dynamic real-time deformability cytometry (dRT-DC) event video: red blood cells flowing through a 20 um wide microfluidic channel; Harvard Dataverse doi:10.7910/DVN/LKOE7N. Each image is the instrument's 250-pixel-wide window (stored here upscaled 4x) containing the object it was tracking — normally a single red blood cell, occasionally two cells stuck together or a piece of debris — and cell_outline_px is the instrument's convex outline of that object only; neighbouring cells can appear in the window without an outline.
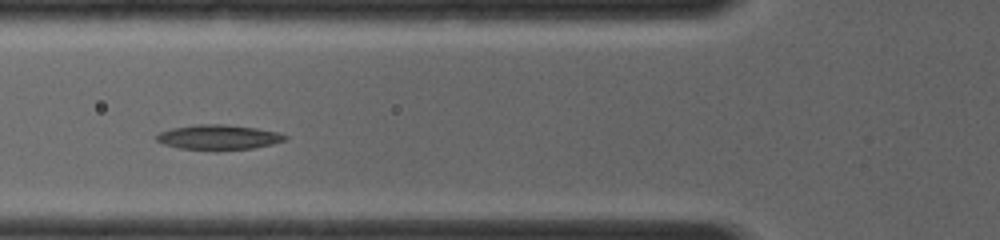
{"species": "common noctule bat (a hibernating species)", "species_latin": "Nyctalus noctula", "temperature_condition": "room temperature", "stored_images_in_passage": 60, "camera_frame_rate_fps": 4000, "um_per_image_px": 0.085, "animal": {"sex": "female", "body_mass_g": 19.0, "forearm_length_mm": 56.7}, "frame": {"image": 1, "passage_image": 14, "time_ms": 2.75, "image_size_px": [1000, 240], "cell_outline_px": [[288, 136], [284, 140], [252, 148], [184, 148], [164, 144], [156, 140], [156, 136], [160, 132], [172, 128], [196, 124], [220, 124], [256, 128], [276, 132]], "centroid_in_image_um": [18.53, 11.62], "position_along_channel_um": 107.3, "area_um2": 17.63}}
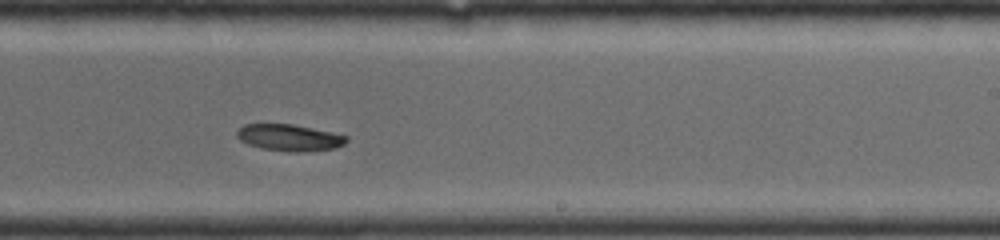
{"frame": {"image": 2, "passage_image": 35, "time_ms": 6.25, "image_size_px": [1000, 240], "cell_outline_px": [[348, 140], [344, 144], [332, 148], [264, 148], [248, 144], [240, 140], [236, 136], [236, 132], [244, 124], [292, 124], [348, 136]], "centroid_in_image_um": [24.52, 11.62], "position_along_channel_um": 264.5, "area_um2": 15.55}}
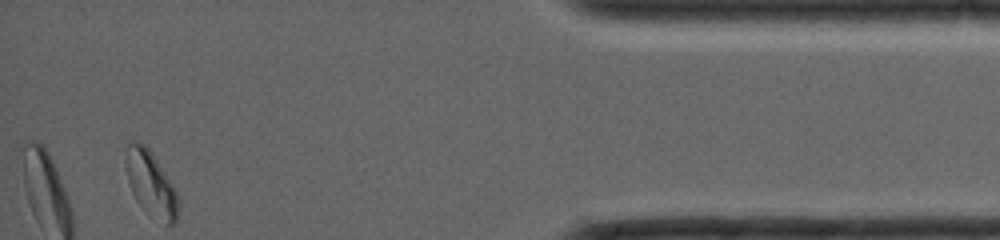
{"frame": {"image": 3, "passage_image": 60, "time_ms": 10.75, "image_size_px": [1000, 240], "cell_outline_px": [[180, 212], [176, 224], [168, 224], [136, 200], [132, 192], [128, 180], [128, 168], [132, 144], [140, 144], [148, 148], [176, 192]], "centroid_in_image_um": [12.92, 15.74], "position_along_channel_um": 422.3, "area_um2": 17.8}}